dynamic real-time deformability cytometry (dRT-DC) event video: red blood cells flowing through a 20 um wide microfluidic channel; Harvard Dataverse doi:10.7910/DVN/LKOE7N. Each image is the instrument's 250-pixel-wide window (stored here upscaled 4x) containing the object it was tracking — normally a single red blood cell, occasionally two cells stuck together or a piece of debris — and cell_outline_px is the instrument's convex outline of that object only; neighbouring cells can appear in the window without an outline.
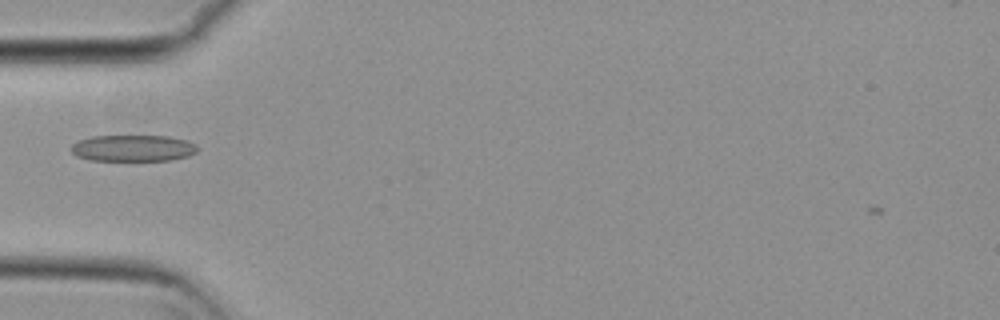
{"species": "common noctule bat (a hibernating species)", "species_latin": "Nyctalus noctula", "temperature_condition": "cold", "stored_images_in_passage": 39, "camera_frame_rate_fps": 3000, "um_per_image_px": 0.085, "animal": {"sex": "female", "body_mass_g": 29.2, "forearm_length_mm": 56.3}, "frame": {"image": 1, "passage_image": 2, "time_ms": 0.333, "image_size_px": [1000, 320], "cell_outline_px": [[200, 148], [196, 152], [188, 156], [168, 160], [88, 160], [76, 156], [72, 152], [72, 144], [80, 140], [92, 136], [168, 136], [188, 140], [196, 144]], "centroid_in_image_um": [11.34, 12.59], "position_along_channel_um": 73.7, "area_um2": 19.48}}
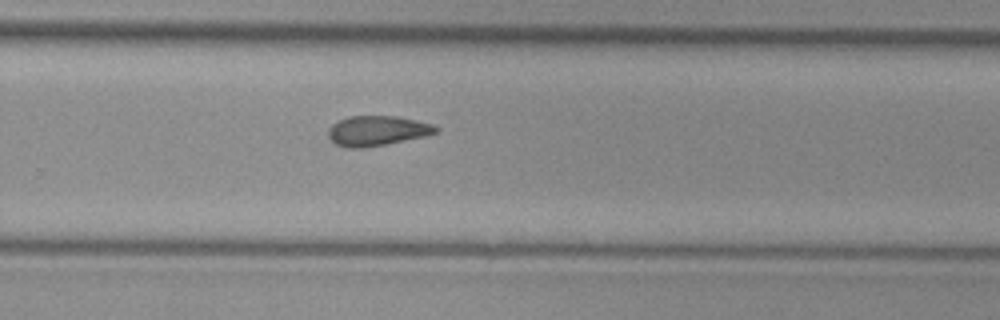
{"frame": {"image": 2, "passage_image": 20, "time_ms": 6.333, "image_size_px": [1000, 320], "cell_outline_px": [[440, 128], [436, 132], [424, 136], [364, 148], [344, 148], [336, 144], [328, 136], [328, 128], [332, 124], [348, 116], [396, 116], [432, 124]], "centroid_in_image_um": [32.01, 11.11], "position_along_channel_um": 297.8, "area_um2": 18.61}}
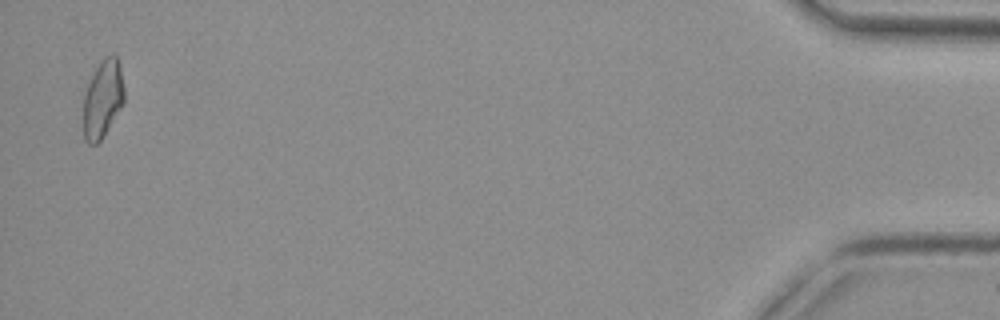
{"frame": {"image": 3, "passage_image": 38, "time_ms": 12.333, "image_size_px": [1000, 320], "cell_outline_px": [[124, 100], [104, 136], [96, 144], [88, 144], [84, 140], [84, 92], [88, 80], [100, 60], [104, 56], [112, 52], [116, 56], [120, 64], [124, 88]], "centroid_in_image_um": [8.72, 8.35], "position_along_channel_um": 426.5, "area_um2": 18.73}, "authors_computed_cell_mechanics": {"area_um2": 18.5538, "velocity_mm_per_s": 3.7302, "shape_relaxation_time_tau1_ms": null, "shape_relaxation_time_tau2_ms": 8.6371, "deformation_change_tau1": null, "deformation_change_tau2": 0.1776}}